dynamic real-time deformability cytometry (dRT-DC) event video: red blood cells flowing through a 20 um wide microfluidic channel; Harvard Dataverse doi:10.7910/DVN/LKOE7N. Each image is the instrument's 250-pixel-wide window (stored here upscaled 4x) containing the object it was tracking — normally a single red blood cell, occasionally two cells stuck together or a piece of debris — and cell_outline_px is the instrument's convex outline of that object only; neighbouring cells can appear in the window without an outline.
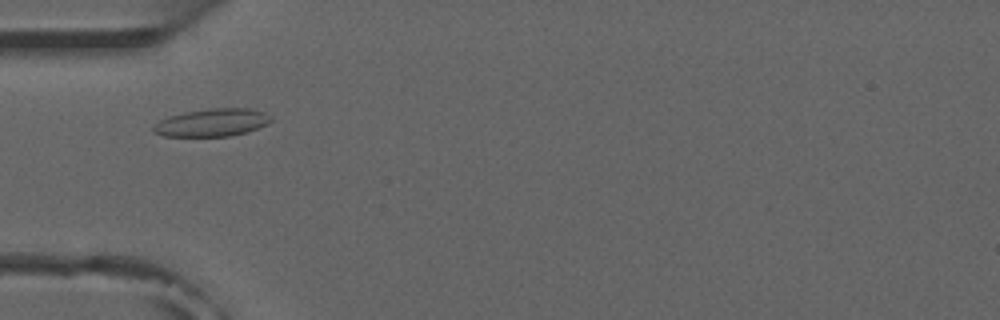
{"species": "common noctule bat (a hibernating species)", "species_latin": "Nyctalus noctula", "temperature_condition": "room temperature", "stored_images_in_passage": 3, "camera_frame_rate_fps": 3000, "um_per_image_px": 0.085, "animal": {"sex": "male", "forearm_length_mm": 52.5}, "frame": {"image": 1, "passage_image": 3, "time_ms": 2.333, "image_size_px": [1000, 320], "cell_outline_px": [[272, 120], [268, 124], [248, 132], [232, 136], [164, 136], [152, 132], [152, 124], [168, 116], [184, 112], [212, 108], [252, 108], [264, 112], [272, 116]], "centroid_in_image_um": [18.03, 10.42], "position_along_channel_um": 67.0, "area_um2": 19.31}}